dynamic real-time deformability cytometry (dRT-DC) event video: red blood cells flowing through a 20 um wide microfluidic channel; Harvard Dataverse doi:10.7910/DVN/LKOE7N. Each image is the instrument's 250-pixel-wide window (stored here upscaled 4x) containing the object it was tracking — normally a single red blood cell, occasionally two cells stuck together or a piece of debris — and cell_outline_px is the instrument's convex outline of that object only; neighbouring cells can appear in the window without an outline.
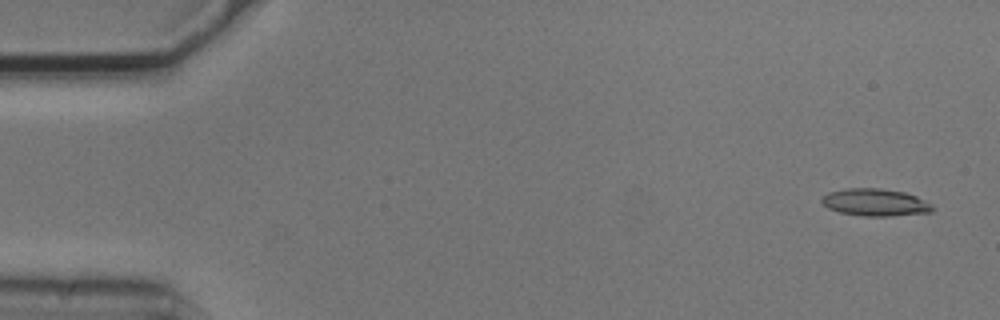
{"species": "common noctule bat (a hibernating species)", "species_latin": "Nyctalus noctula", "temperature_condition": "cold", "stored_images_in_passage": 5, "camera_frame_rate_fps": 3000, "um_per_image_px": 0.085, "animal": {"sex": "male", "body_mass_g": 20.5, "forearm_length_mm": 52.5}, "frame": {"image": 1, "passage_image": 1, "time_ms": 0.0, "image_size_px": [1000, 320], "cell_outline_px": [[936, 208], [932, 212], [892, 216], [864, 216], [840, 212], [828, 208], [820, 200], [828, 192], [844, 188], [880, 188], [904, 192], [916, 196], [932, 204]], "centroid_in_image_um": [74.42, 17.2], "position_along_channel_um": 10.6, "area_um2": 17.69}}
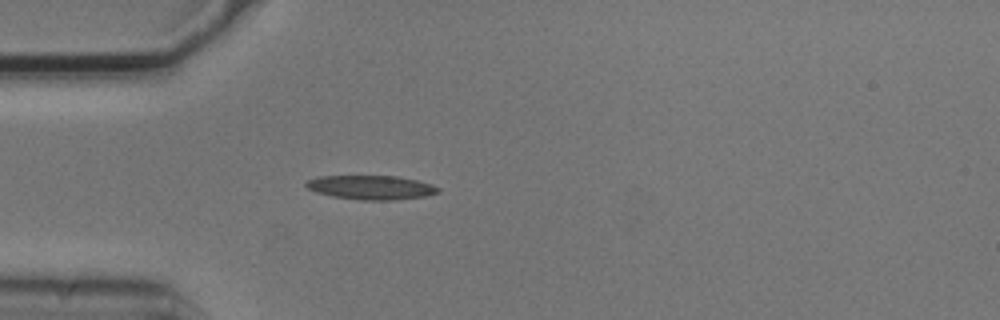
{"frame": {"image": 2, "passage_image": 5, "time_ms": 1.333, "image_size_px": [1000, 320], "cell_outline_px": [[440, 192], [424, 196], [396, 200], [360, 200], [332, 196], [316, 192], [308, 188], [304, 184], [308, 180], [320, 176], [396, 176], [416, 180], [432, 184], [440, 188]], "centroid_in_image_um": [31.55, 15.93], "position_along_channel_um": 53.4, "area_um2": 18.5}}